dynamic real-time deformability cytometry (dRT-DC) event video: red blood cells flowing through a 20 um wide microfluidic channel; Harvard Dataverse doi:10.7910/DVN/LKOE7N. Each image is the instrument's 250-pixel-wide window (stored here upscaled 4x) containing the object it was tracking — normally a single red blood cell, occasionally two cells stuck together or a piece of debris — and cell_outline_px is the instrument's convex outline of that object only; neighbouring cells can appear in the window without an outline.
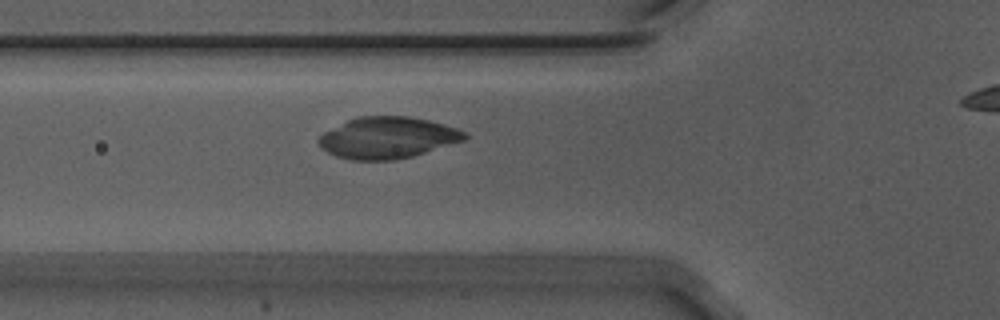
{"species": "Egyptian fruit bat (a non-hibernating species)", "species_latin": "Rousettus aegyptiacus", "temperature_condition": "warm", "stored_images_in_passage": 33, "camera_frame_rate_fps": 3000, "um_per_image_px": 0.085, "animal": {"sex": "male"}, "frame": {"image": 1, "passage_image": 4, "time_ms": 1.0, "image_size_px": [1000, 320], "cell_outline_px": [[468, 136], [464, 140], [412, 156], [396, 160], [352, 160], [336, 156], [320, 148], [316, 140], [324, 132], [348, 120], [360, 116], [408, 116], [428, 120], [444, 124], [456, 128], [464, 132]], "centroid_in_image_um": [32.91, 11.71], "position_along_channel_um": 92.9, "area_um2": 35.08}}
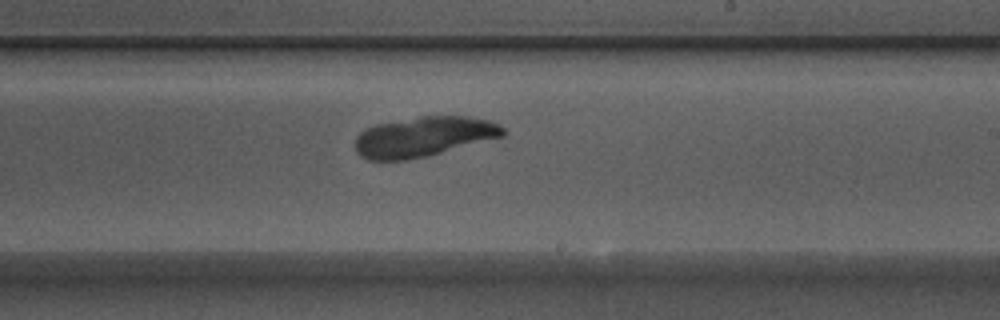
{"frame": {"image": 2, "passage_image": 17, "time_ms": 5.333, "image_size_px": [1000, 320], "cell_outline_px": [[508, 132], [504, 136], [424, 156], [404, 160], [368, 160], [360, 156], [356, 152], [356, 136], [364, 128], [376, 124], [424, 116], [468, 116], [488, 120], [500, 124]], "centroid_in_image_um": [36.01, 11.61], "position_along_channel_um": 253.0, "area_um2": 34.22}}
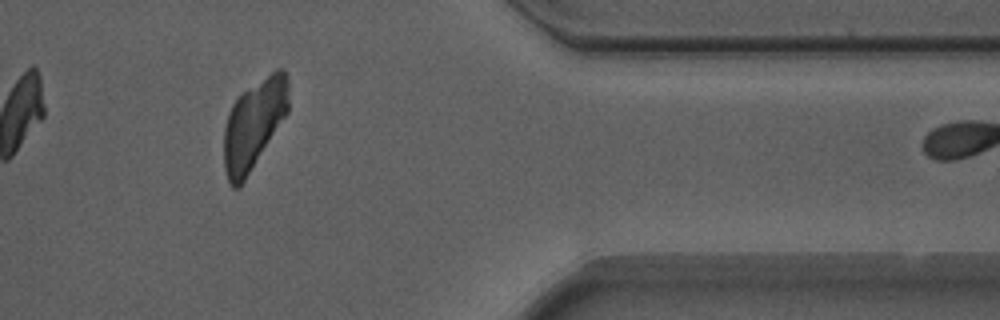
{"frame": {"image": 3, "passage_image": 30, "time_ms": 9.667, "image_size_px": [1000, 320], "cell_outline_px": [[288, 112], [240, 188], [232, 188], [228, 184], [224, 168], [224, 124], [228, 112], [232, 104], [244, 92], [276, 68], [284, 68], [288, 80]], "centroid_in_image_um": [21.56, 10.6], "position_along_channel_um": 389.8, "area_um2": 33.76}}